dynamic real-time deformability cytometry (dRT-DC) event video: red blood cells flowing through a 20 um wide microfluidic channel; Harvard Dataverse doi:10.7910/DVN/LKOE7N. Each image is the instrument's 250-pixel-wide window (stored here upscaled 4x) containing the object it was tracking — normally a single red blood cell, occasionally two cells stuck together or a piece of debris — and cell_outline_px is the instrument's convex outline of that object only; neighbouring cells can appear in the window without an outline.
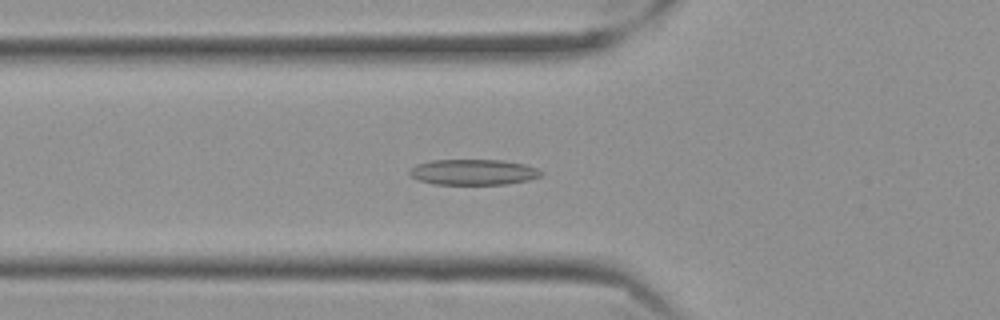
{"species": "Egyptian fruit bat (a non-hibernating species)", "species_latin": "Rousettus aegyptiacus", "temperature_condition": "cold", "stored_images_in_passage": 51, "camera_frame_rate_fps": 3000, "um_per_image_px": 0.085, "frame": {"image": 1, "passage_image": 13, "time_ms": 4.0, "image_size_px": [1000, 320], "cell_outline_px": [[544, 172], [540, 176], [528, 180], [504, 184], [436, 184], [416, 180], [408, 172], [416, 164], [432, 160], [504, 160], [524, 164], [536, 168]], "centroid_in_image_um": [40.22, 14.62], "position_along_channel_um": 85.6, "area_um2": 19.59}}
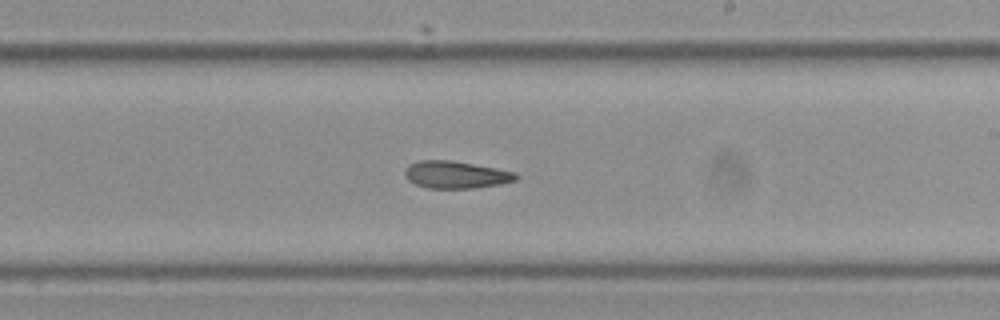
{"frame": {"image": 2, "passage_image": 27, "time_ms": 8.667, "image_size_px": [1000, 320], "cell_outline_px": [[520, 176], [516, 180], [500, 184], [476, 188], [428, 188], [416, 184], [408, 180], [404, 176], [404, 168], [408, 164], [420, 160], [452, 160], [496, 168], [516, 172]], "centroid_in_image_um": [38.74, 14.84], "position_along_channel_um": 250.3, "area_um2": 17.86}}
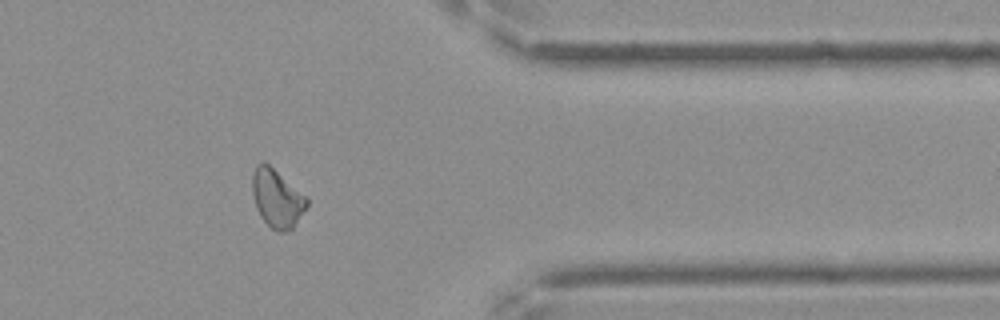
{"frame": {"image": 3, "passage_image": 40, "time_ms": 13.0, "image_size_px": [1000, 320], "cell_outline_px": [[308, 204], [292, 228], [288, 232], [276, 232], [260, 216], [256, 208], [252, 192], [252, 176], [256, 164], [268, 164], [308, 196]], "centroid_in_image_um": [23.55, 16.87], "position_along_channel_um": 387.8, "area_um2": 18.38}, "authors_computed_cell_mechanics": {"area_um2": 18.2648, "velocity_mm_per_s": 3.5107, "shape_relaxation_time_tau1_ms": null, "shape_relaxation_time_tau2_ms": 8.2451, "deformation_change_tau1": null, "deformation_change_tau2": 0.1675}}